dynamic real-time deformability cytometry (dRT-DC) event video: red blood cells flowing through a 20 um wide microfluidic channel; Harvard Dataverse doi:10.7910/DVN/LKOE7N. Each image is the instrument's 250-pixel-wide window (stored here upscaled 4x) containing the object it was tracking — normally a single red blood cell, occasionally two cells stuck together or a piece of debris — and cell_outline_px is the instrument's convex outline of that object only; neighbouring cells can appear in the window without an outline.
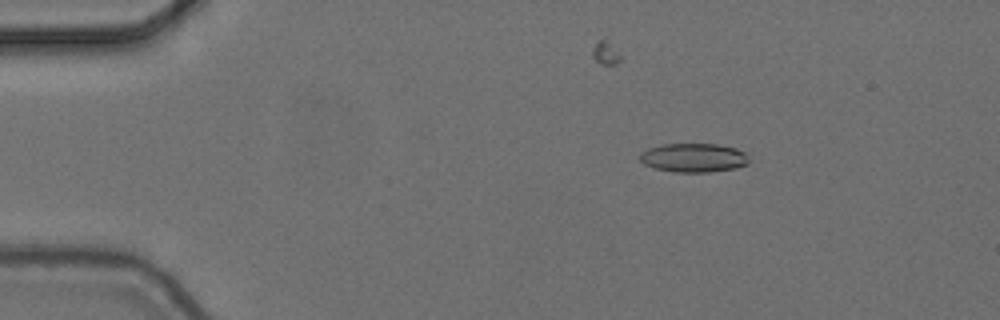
{"species": "common noctule bat (a hibernating species)", "species_latin": "Nyctalus noctula", "temperature_condition": "cold", "stored_images_in_passage": 5, "camera_frame_rate_fps": 3000, "um_per_image_px": 0.085, "animal": {"sex": "female", "body_mass_g": 24.6, "forearm_length_mm": 56.2}, "frame": {"image": 1, "passage_image": 2, "time_ms": 0.333, "image_size_px": [1000, 320], "cell_outline_px": [[748, 164], [736, 168], [708, 172], [676, 172], [656, 168], [644, 164], [636, 156], [640, 152], [648, 148], [660, 144], [720, 144], [736, 148], [744, 152], [748, 156]], "centroid_in_image_um": [58.93, 13.39], "position_along_channel_um": 26.1, "area_um2": 18.55}}
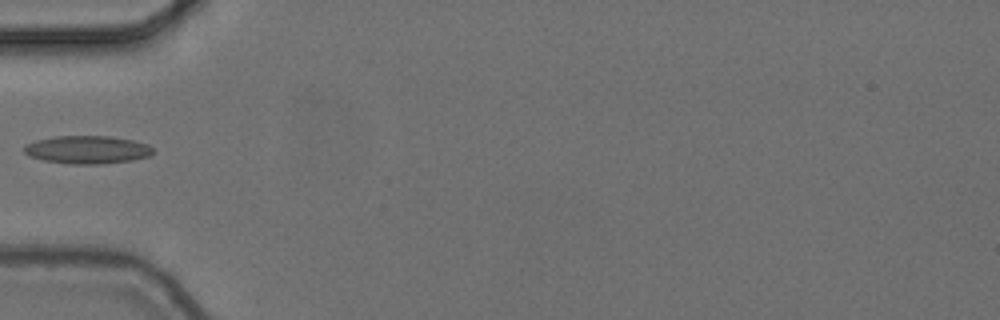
{"frame": {"image": 2, "passage_image": 4, "time_ms": 1.0, "image_size_px": [1000, 320], "cell_outline_px": [[152, 152], [148, 156], [132, 160], [100, 164], [68, 164], [44, 160], [28, 156], [24, 152], [24, 144], [36, 140], [56, 136], [108, 136], [132, 140], [148, 144], [152, 148]], "centroid_in_image_um": [7.37, 12.72], "position_along_channel_um": 77.6, "area_um2": 20.98}}
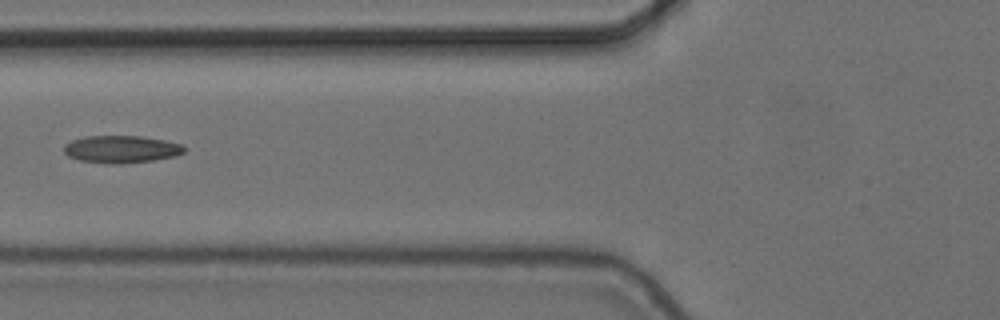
{"frame": {"image": 3, "passage_image": 5, "time_ms": 1.333, "image_size_px": [1000, 320], "cell_outline_px": [[188, 148], [184, 152], [176, 156], [152, 160], [124, 164], [104, 164], [80, 160], [68, 156], [64, 152], [64, 144], [72, 140], [84, 136], [140, 136], [164, 140], [184, 144]], "centroid_in_image_um": [10.33, 12.69], "position_along_channel_um": 115.5, "area_um2": 19.48}}